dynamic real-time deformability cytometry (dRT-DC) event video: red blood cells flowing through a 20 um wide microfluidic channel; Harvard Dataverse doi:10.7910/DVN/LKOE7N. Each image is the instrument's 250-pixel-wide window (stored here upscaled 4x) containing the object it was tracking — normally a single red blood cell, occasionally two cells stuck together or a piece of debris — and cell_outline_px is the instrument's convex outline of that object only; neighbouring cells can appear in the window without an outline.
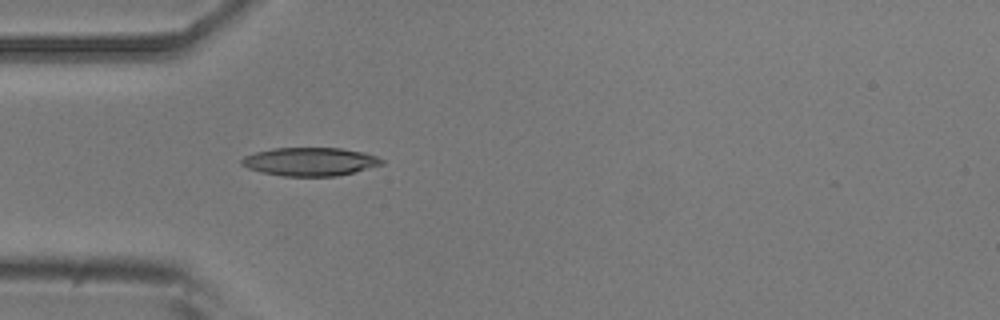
{"species": "common noctule bat (a hibernating species)", "species_latin": "Nyctalus noctula", "temperature_condition": "room temperature", "stored_images_in_passage": 1, "camera_frame_rate_fps": 3000, "um_per_image_px": 0.085, "animal": {"sex": "male", "body_mass_g": 20.5, "forearm_length_mm": 52.5}, "frame": {"image": 1, "passage_image": 1, "time_ms": 0.0, "image_size_px": [1000, 320], "cell_outline_px": [[384, 164], [336, 176], [284, 176], [260, 172], [248, 168], [240, 164], [240, 160], [244, 156], [256, 152], [272, 148], [340, 148], [364, 152], [376, 156], [384, 160]], "centroid_in_image_um": [26.33, 13.73], "position_along_channel_um": 58.7, "area_um2": 23.12}}